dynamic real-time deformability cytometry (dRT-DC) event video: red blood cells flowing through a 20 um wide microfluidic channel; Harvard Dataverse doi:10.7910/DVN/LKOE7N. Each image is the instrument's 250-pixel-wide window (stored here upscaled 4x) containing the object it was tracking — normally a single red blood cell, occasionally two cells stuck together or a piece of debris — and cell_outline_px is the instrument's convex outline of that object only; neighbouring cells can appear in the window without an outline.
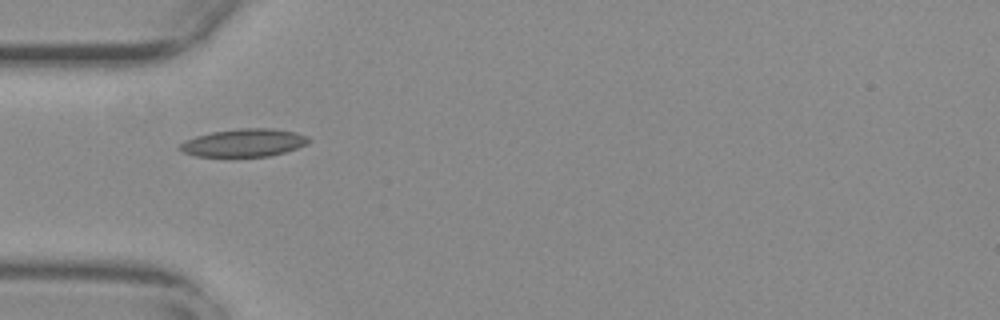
{"species": "common noctule bat (a hibernating species)", "species_latin": "Nyctalus noctula", "temperature_condition": "warm", "stored_images_in_passage": 39, "camera_frame_rate_fps": 3000, "um_per_image_px": 0.085, "animal": {"sex": "female", "body_mass_g": 29.2, "forearm_length_mm": 56.3}, "frame": {"image": 1, "passage_image": 1, "time_ms": 0.0, "image_size_px": [1000, 320], "cell_outline_px": [[312, 140], [308, 144], [284, 152], [268, 156], [228, 160], [196, 156], [184, 152], [180, 148], [180, 144], [184, 140], [196, 136], [212, 132], [240, 128], [272, 128], [296, 132], [308, 136]], "centroid_in_image_um": [20.72, 12.18], "position_along_channel_um": 64.3, "area_um2": 21.85}}
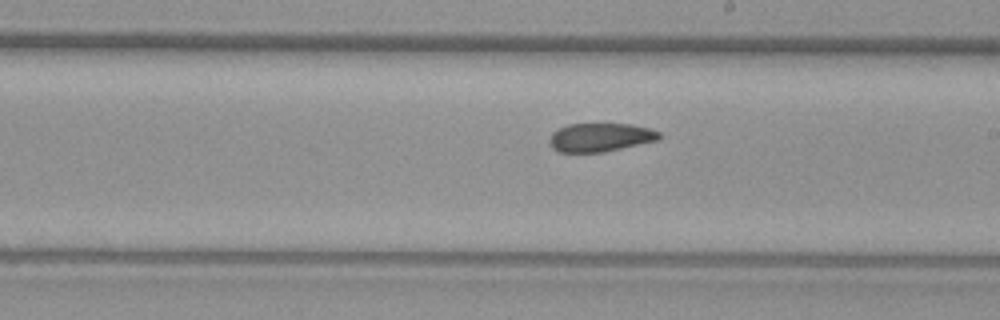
{"frame": {"image": 2, "passage_image": 15, "time_ms": 4.667, "image_size_px": [1000, 320], "cell_outline_px": [[660, 136], [656, 140], [604, 152], [556, 152], [548, 144], [548, 140], [552, 132], [568, 124], [632, 124], [648, 128], [660, 132]], "centroid_in_image_um": [50.95, 11.68], "position_along_channel_um": 238.0, "area_um2": 18.21}}
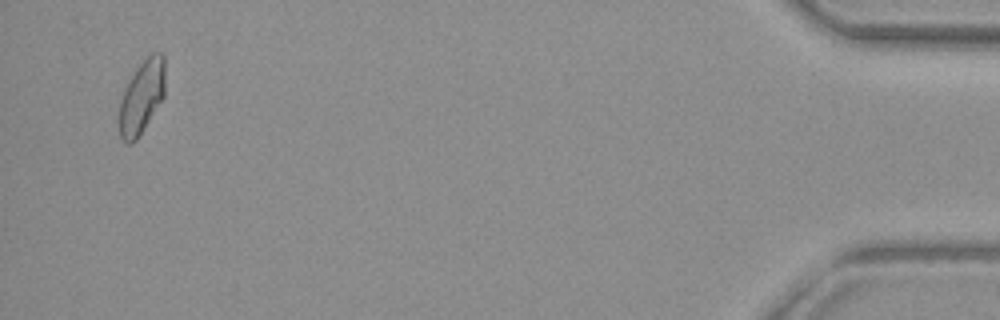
{"frame": {"image": 3, "passage_image": 37, "time_ms": 12.0, "image_size_px": [1000, 320], "cell_outline_px": [[164, 96], [144, 128], [136, 140], [132, 144], [128, 144], [120, 136], [120, 100], [124, 88], [128, 80], [136, 68], [152, 52], [164, 52]], "centroid_in_image_um": [12.05, 8.2], "position_along_channel_um": 423.1, "area_um2": 19.42}, "authors_computed_cell_mechanics": {"area_um2": 19.4208, "velocity_mm_per_s": 3.7373, "shape_relaxation_time_tau1_ms": null, "shape_relaxation_time_tau2_ms": 3.8134, "deformation_change_tau1": null, "deformation_change_tau2": 0.0879}}